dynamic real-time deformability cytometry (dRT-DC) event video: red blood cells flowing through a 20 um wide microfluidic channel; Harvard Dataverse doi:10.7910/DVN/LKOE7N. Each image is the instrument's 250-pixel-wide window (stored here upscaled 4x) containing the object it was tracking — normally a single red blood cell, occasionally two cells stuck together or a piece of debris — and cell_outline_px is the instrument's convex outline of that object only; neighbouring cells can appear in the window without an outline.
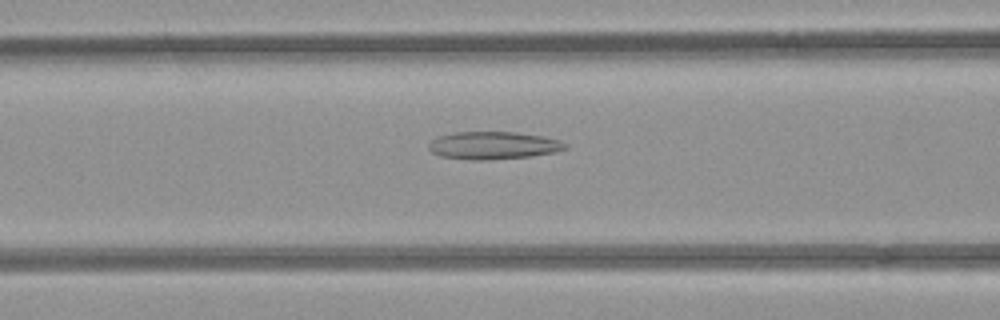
{"species": "common noctule bat (a hibernating species)", "species_latin": "Nyctalus noctula", "temperature_condition": "room temperature", "stored_images_in_passage": 52, "camera_frame_rate_fps": 3000, "um_per_image_px": 0.085, "animal": {"sex": "female", "body_mass_g": 21.9}, "frame": {"image": 1, "passage_image": 21, "time_ms": 6.667, "image_size_px": [1000, 320], "cell_outline_px": [[568, 148], [556, 152], [532, 156], [484, 160], [472, 160], [440, 156], [432, 152], [428, 148], [428, 144], [432, 140], [440, 136], [456, 132], [516, 132], [544, 136], [560, 140], [568, 144]], "centroid_in_image_um": [41.98, 12.36], "position_along_channel_um": 124.6, "area_um2": 22.08}}
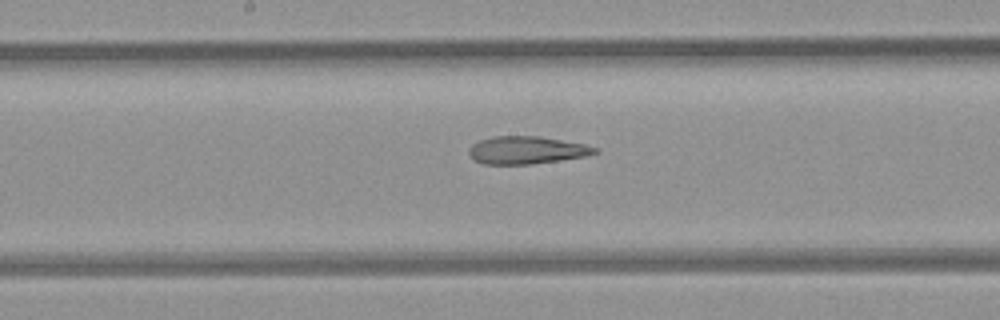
{"frame": {"image": 2, "passage_image": 27, "time_ms": 8.667, "image_size_px": [1000, 320], "cell_outline_px": [[596, 152], [584, 156], [560, 160], [532, 164], [484, 164], [476, 160], [468, 152], [468, 148], [472, 144], [480, 140], [492, 136], [540, 136], [584, 144], [596, 148]], "centroid_in_image_um": [44.71, 12.75], "position_along_channel_um": 203.5, "area_um2": 20.06}}
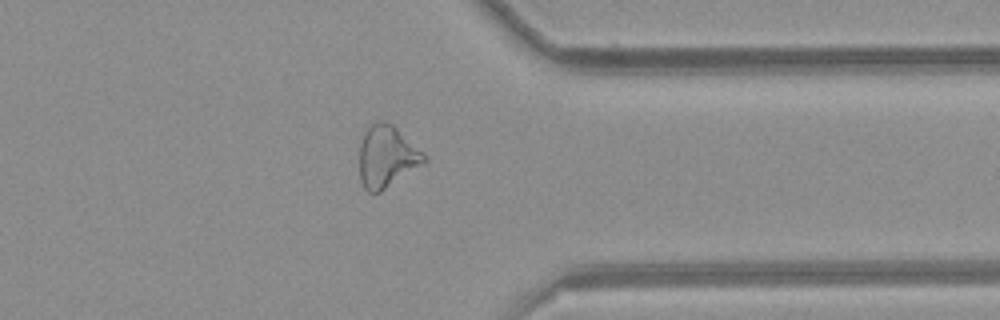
{"frame": {"image": 3, "passage_image": 41, "time_ms": 13.333, "image_size_px": [1000, 320], "cell_outline_px": [[428, 160], [424, 164], [380, 192], [372, 196], [364, 188], [360, 180], [360, 144], [364, 132], [372, 124], [380, 120], [392, 124]], "centroid_in_image_um": [32.83, 13.36], "position_along_channel_um": 378.6, "area_um2": 22.95}, "authors_computed_cell_mechanics": {"area_um2": 24.4494, "velocity_mm_per_s": 3.9248, "shape_relaxation_time_tau1_ms": null, "shape_relaxation_time_tau2_ms": 5.7836, "deformation_change_tau1": null, "deformation_change_tau2": 0.1902}}